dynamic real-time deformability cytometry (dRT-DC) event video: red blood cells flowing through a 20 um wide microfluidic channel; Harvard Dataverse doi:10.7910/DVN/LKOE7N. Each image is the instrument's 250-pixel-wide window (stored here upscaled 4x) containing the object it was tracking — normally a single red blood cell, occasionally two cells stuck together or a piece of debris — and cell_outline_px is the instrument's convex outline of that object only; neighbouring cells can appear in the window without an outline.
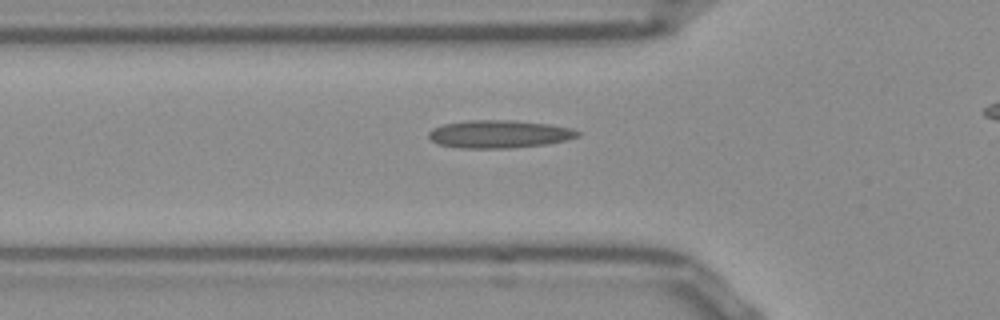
{"species": "Egyptian fruit bat (a non-hibernating species)", "species_latin": "Rousettus aegyptiacus", "temperature_condition": "room temperature", "stored_images_in_passage": 36, "camera_frame_rate_fps": 3000, "um_per_image_px": 0.085, "frame": {"image": 1, "passage_image": 7, "time_ms": 2.0, "image_size_px": [1000, 320], "cell_outline_px": [[580, 136], [564, 140], [544, 144], [512, 148], [460, 148], [436, 144], [428, 136], [428, 132], [432, 128], [444, 124], [468, 120], [512, 120], [548, 124], [572, 128], [580, 132]], "centroid_in_image_um": [42.39, 11.39], "position_along_channel_um": 83.4, "area_um2": 24.16}}
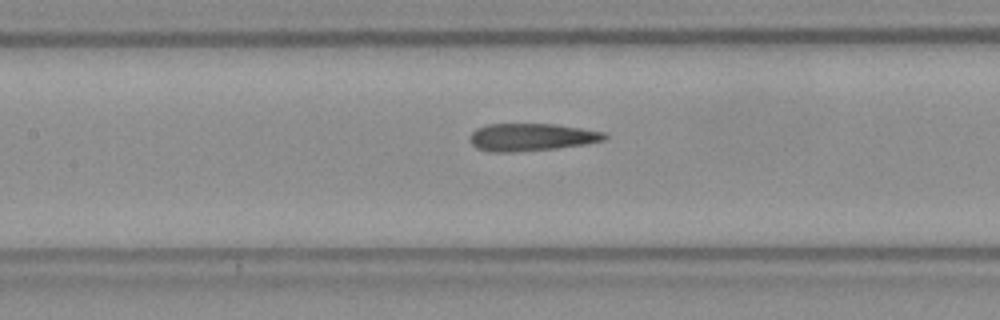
{"frame": {"image": 2, "passage_image": 13, "time_ms": 4.0, "image_size_px": [1000, 320], "cell_outline_px": [[608, 136], [604, 140], [584, 144], [556, 148], [512, 152], [492, 152], [476, 148], [468, 140], [468, 136], [476, 128], [488, 124], [556, 124], [604, 132]], "centroid_in_image_um": [45.11, 11.65], "position_along_channel_um": 162.3, "area_um2": 21.62}}
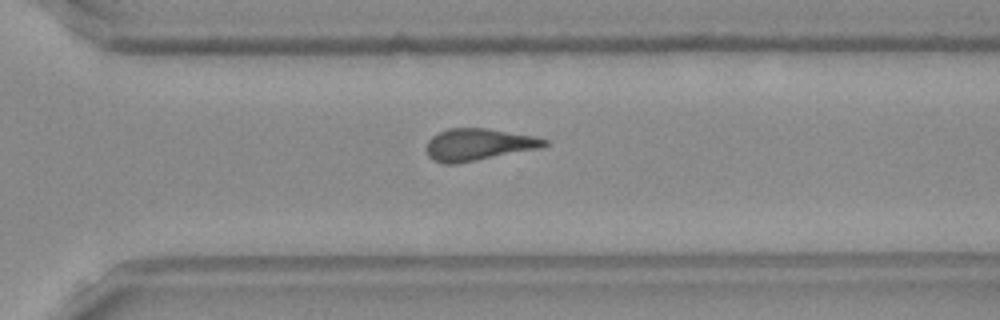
{"frame": {"image": 3, "passage_image": 26, "time_ms": 8.333, "image_size_px": [1000, 320], "cell_outline_px": [[548, 144], [540, 148], [456, 164], [444, 164], [432, 160], [428, 156], [428, 140], [436, 132], [448, 128], [488, 128], [536, 136], [548, 140]], "centroid_in_image_um": [40.66, 12.28], "position_along_channel_um": 329.9, "area_um2": 22.08}, "authors_computed_cell_mechanics": {"area_um2": 21.9062, "velocity_mm_per_s": 3.8897, "shape_relaxation_time_tau1_ms": null, "shape_relaxation_time_tau2_ms": 4.7126, "deformation_change_tau1": null, "deformation_change_tau2": 0.1786}}